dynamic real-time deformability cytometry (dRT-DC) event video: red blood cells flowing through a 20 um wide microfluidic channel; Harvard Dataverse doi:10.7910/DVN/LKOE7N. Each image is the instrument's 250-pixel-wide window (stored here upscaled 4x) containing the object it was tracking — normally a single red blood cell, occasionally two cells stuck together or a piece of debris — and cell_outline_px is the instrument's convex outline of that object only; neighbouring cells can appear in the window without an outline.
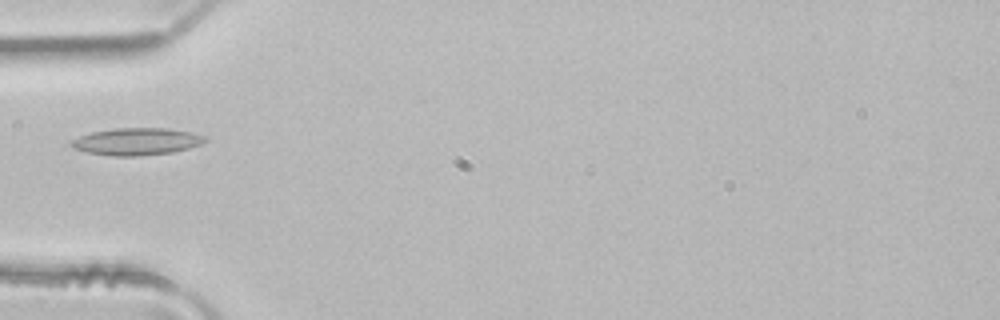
{"species": "common noctule bat (a hibernating species)", "species_latin": "Nyctalus noctula", "temperature_condition": "room temperature", "stored_images_in_passage": 4, "camera_frame_rate_fps": 3000, "um_per_image_px": 0.085, "animal": {"sex": "male", "body_mass_g": 21.5, "forearm_length_mm": 52.0}, "frame": {"image": 1, "passage_image": 4, "time_ms": 1.0, "image_size_px": [1000, 320], "cell_outline_px": [[208, 140], [200, 144], [188, 148], [172, 152], [140, 156], [112, 156], [88, 152], [72, 148], [68, 144], [72, 140], [80, 136], [92, 132], [116, 128], [168, 128], [192, 132], [208, 136]], "centroid_in_image_um": [11.64, 12.02], "position_along_channel_um": 73.4, "area_um2": 21.27}}